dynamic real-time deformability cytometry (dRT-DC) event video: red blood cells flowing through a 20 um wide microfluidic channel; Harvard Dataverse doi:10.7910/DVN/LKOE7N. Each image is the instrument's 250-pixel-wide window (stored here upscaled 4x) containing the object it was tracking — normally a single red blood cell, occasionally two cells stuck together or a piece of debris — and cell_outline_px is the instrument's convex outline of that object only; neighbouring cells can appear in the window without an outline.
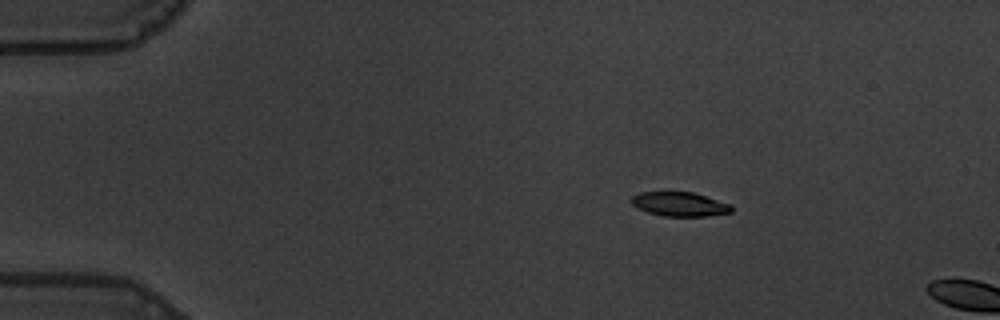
{"species": "common noctule bat (a hibernating species)", "species_latin": "Nyctalus noctula", "temperature_condition": "warm", "stored_images_in_passage": 13, "camera_frame_rate_fps": 3000, "um_per_image_px": 0.085, "animal": {"sex": "male", "body_mass_g": 19.5, "forearm_length_mm": 54.6}, "frame": {"image": 1, "passage_image": 10, "time_ms": 3.0, "image_size_px": [1000, 320], "cell_outline_px": [[732, 212], [708, 216], [664, 216], [648, 212], [636, 208], [632, 204], [632, 196], [640, 192], [692, 192], [732, 204]], "centroid_in_image_um": [57.78, 17.35], "position_along_channel_um": 27.2, "area_um2": 14.1}}